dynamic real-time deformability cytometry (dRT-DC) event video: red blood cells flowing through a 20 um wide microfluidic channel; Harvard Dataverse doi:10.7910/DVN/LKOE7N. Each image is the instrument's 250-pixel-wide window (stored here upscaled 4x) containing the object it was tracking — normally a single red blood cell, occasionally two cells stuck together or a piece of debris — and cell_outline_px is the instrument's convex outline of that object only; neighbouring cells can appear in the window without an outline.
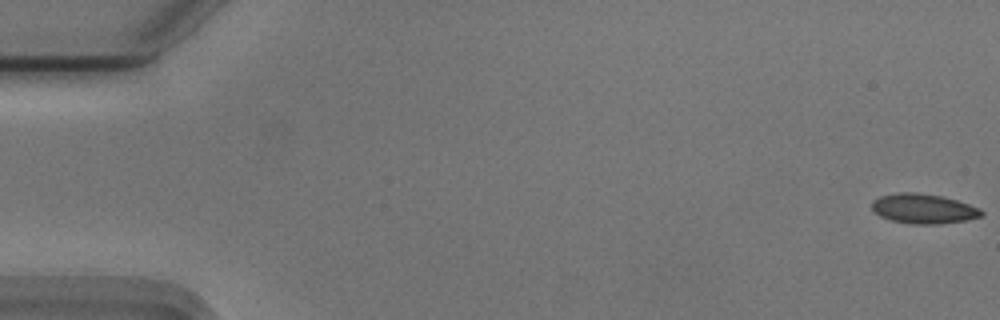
{"species": "Egyptian fruit bat (a non-hibernating species)", "species_latin": "Rousettus aegyptiacus", "temperature_condition": "cold", "stored_images_in_passage": 56, "camera_frame_rate_fps": 3000, "um_per_image_px": 0.085, "animal": {"sex": "male"}, "frame": {"image": 1, "passage_image": 1, "time_ms": 0.0, "image_size_px": [1000, 320], "cell_outline_px": [[984, 212], [980, 216], [964, 220], [936, 224], [916, 224], [892, 220], [880, 216], [872, 208], [872, 200], [880, 196], [896, 192], [920, 192], [944, 196], [980, 208]], "centroid_in_image_um": [78.48, 17.71], "position_along_channel_um": 6.5, "area_um2": 18.9}}
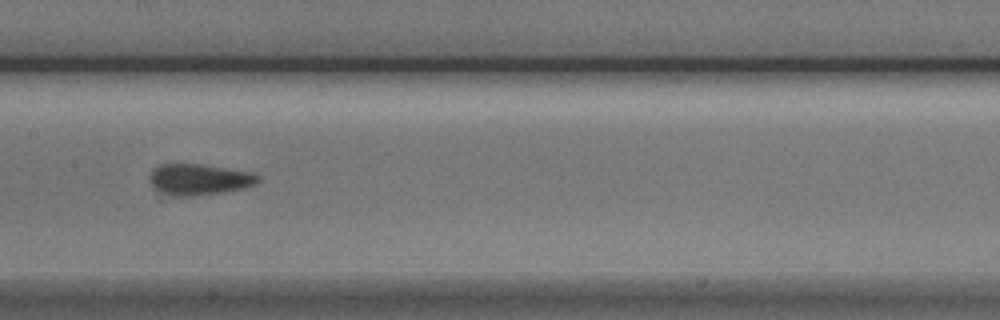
{"frame": {"image": 2, "passage_image": 28, "time_ms": 9.0, "image_size_px": [1000, 320], "cell_outline_px": [[260, 180], [256, 184], [244, 188], [220, 192], [192, 196], [172, 196], [152, 188], [148, 180], [148, 176], [160, 164], [200, 164], [252, 172], [260, 176]], "centroid_in_image_um": [16.91, 15.25], "position_along_channel_um": 190.5, "area_um2": 19.65}}
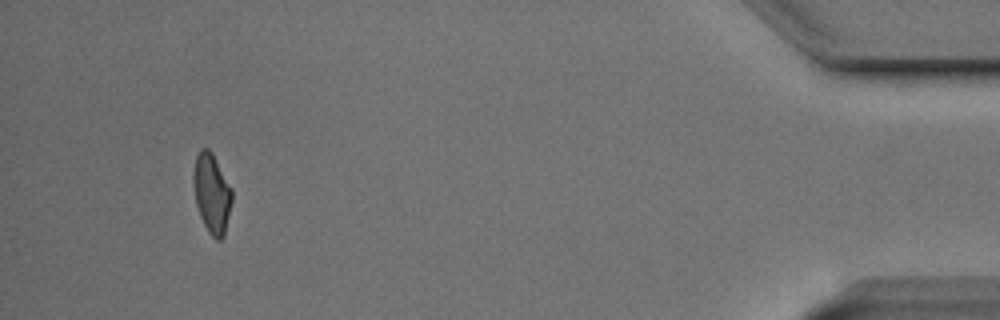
{"frame": {"image": 3, "passage_image": 52, "time_ms": 17.0, "image_size_px": [1000, 320], "cell_outline_px": [[232, 200], [224, 236], [220, 240], [216, 240], [208, 232], [200, 216], [196, 204], [192, 180], [192, 176], [196, 156], [200, 148], [208, 148], [212, 152], [232, 188]], "centroid_in_image_um": [17.99, 16.42], "position_along_channel_um": 417.2, "area_um2": 17.98}, "authors_computed_cell_mechanics": {"area_um2": 19.074, "velocity_mm_per_s": 3.733, "shape_relaxation_time_tau1_ms": 2.8136, "shape_relaxation_time_tau2_ms": 1.0624, "deformation_change_tau1": 0.1224, "deformation_change_tau2": 0.0855}}